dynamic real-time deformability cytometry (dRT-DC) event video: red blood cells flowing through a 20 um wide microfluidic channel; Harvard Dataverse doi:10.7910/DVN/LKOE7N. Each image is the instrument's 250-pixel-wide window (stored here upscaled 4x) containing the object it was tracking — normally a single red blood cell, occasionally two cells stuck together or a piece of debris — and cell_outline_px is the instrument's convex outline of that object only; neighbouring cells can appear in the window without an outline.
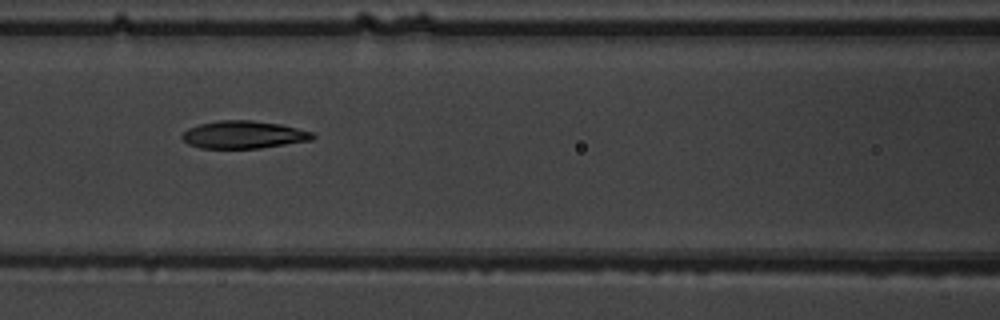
{"species": "common noctule bat (a hibernating species)", "species_latin": "Nyctalus noctula", "temperature_condition": "warm", "stored_images_in_passage": 9, "camera_frame_rate_fps": 3000, "um_per_image_px": 0.085, "animal": {"sex": "male", "body_mass_g": 19.5, "forearm_length_mm": 54.6}, "frame": {"image": 1, "passage_image": 6, "time_ms": 5.667, "image_size_px": [1000, 320], "cell_outline_px": [[316, 136], [312, 140], [260, 148], [200, 148], [188, 144], [180, 136], [188, 128], [200, 124], [220, 120], [252, 120], [280, 124], [312, 132]], "centroid_in_image_um": [20.7, 11.45], "position_along_channel_um": 145.9, "area_um2": 20.92}}
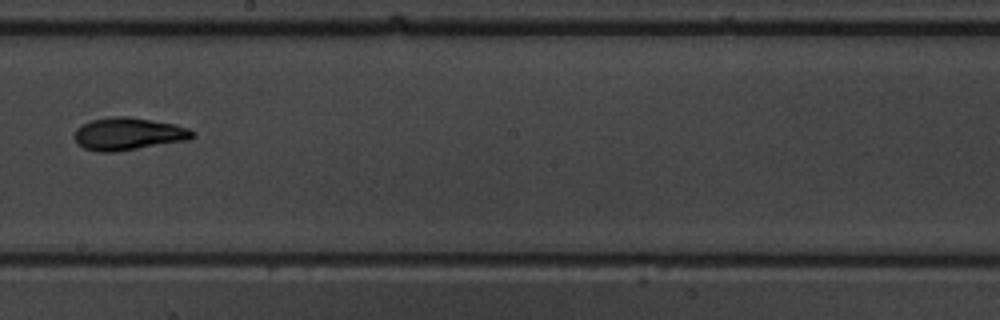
{"frame": {"image": 2, "passage_image": 8, "time_ms": 8.0, "image_size_px": [1000, 320], "cell_outline_px": [[196, 136], [188, 140], [116, 152], [96, 152], [84, 148], [76, 140], [76, 128], [92, 120], [116, 116], [128, 116], [176, 124], [188, 128], [196, 132]], "centroid_in_image_um": [10.97, 11.38], "position_along_channel_um": 237.2, "area_um2": 22.31}}
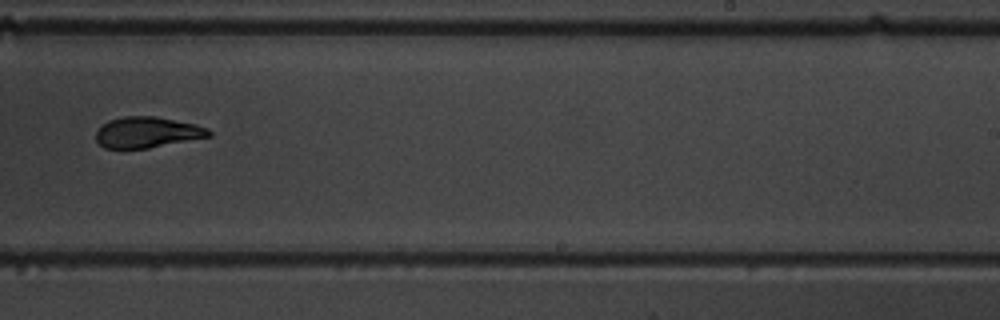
{"frame": {"image": 3, "passage_image": 9, "time_ms": 9.0, "image_size_px": [1000, 320], "cell_outline_px": [[212, 136], [148, 148], [104, 148], [96, 140], [96, 132], [108, 120], [124, 116], [156, 116], [196, 124], [208, 128], [212, 132]], "centroid_in_image_um": [12.54, 11.24], "position_along_channel_um": 276.5, "area_um2": 20.29}}